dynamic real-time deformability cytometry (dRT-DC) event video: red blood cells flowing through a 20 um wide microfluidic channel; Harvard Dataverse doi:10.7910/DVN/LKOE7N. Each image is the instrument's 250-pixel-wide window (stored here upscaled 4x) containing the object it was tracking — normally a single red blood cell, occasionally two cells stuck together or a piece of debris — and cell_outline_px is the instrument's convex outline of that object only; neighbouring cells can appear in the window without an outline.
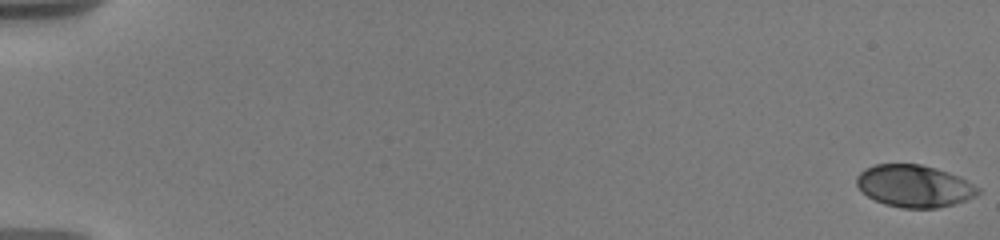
{"species": "human", "species_latin": "Homo sapiens", "temperature_condition": "warm", "stored_images_in_passage": 46, "camera_frame_rate_fps": 3000, "um_per_image_px": 0.085, "donor": {"sex": "male"}, "frame": {"image": 1, "passage_image": 1, "time_ms": 0.0, "image_size_px": [1000, 240], "cell_outline_px": [[980, 192], [976, 196], [952, 204], [936, 208], [900, 208], [884, 204], [868, 196], [856, 184], [856, 176], [864, 168], [876, 164], [920, 164], [936, 168], [948, 172], [980, 188]], "centroid_in_image_um": [77.68, 15.81], "position_along_channel_um": 7.3, "area_um2": 29.59}}
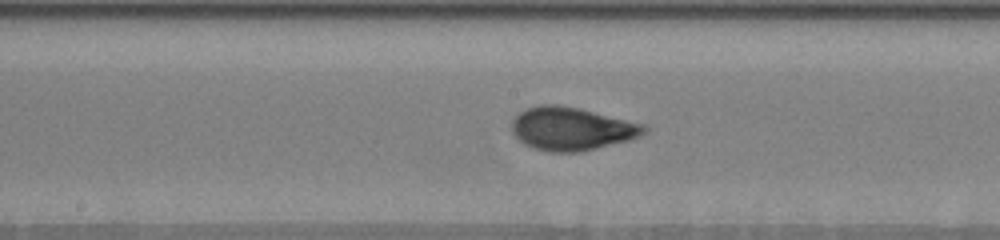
{"frame": {"image": 2, "passage_image": 22, "time_ms": 10.333, "image_size_px": [1000, 240], "cell_outline_px": [[648, 132], [640, 136], [628, 140], [580, 152], [548, 152], [532, 148], [524, 144], [512, 132], [512, 120], [520, 112], [528, 108], [540, 104], [556, 104], [580, 108], [648, 124]], "centroid_in_image_um": [48.63, 10.94], "position_along_channel_um": 199.6, "area_um2": 33.58}}
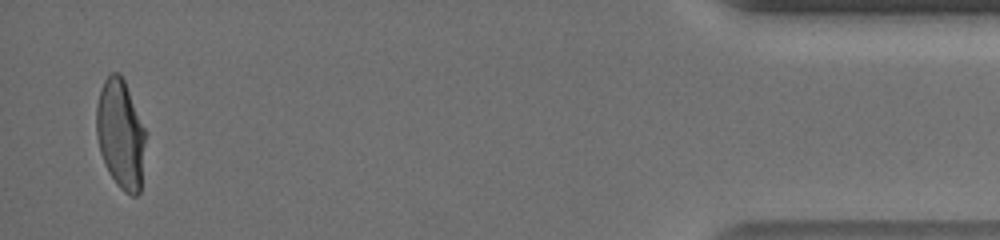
{"frame": {"image": 3, "passage_image": 45, "time_ms": 18.333, "image_size_px": [1000, 240], "cell_outline_px": [[144, 140], [140, 192], [136, 196], [132, 196], [124, 192], [116, 184], [108, 172], [100, 152], [96, 136], [96, 104], [100, 88], [104, 80], [112, 72], [120, 72], [124, 80], [144, 128]], "centroid_in_image_um": [10.2, 11.4], "position_along_channel_um": 425.0, "area_um2": 30.98}, "authors_computed_cell_mechanics": {"area_um2": 31.2698, "velocity_mm_per_s": 3.6616, "shape_relaxation_time_tau1_ms": 4.1553, "shape_relaxation_time_tau2_ms": null, "deformation_change_tau1": 0.1651, "deformation_change_tau2": null}}